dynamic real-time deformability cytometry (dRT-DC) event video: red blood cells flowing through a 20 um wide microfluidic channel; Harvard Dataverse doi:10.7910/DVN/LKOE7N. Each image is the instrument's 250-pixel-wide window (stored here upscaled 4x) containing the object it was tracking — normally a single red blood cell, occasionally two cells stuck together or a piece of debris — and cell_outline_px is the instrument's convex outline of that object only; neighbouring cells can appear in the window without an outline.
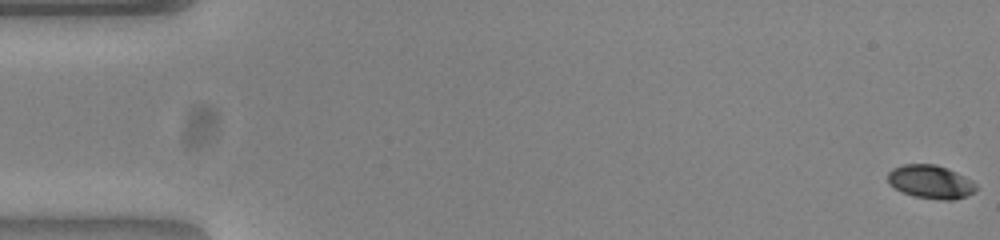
{"species": "common noctule bat (a hibernating species)", "species_latin": "Nyctalus noctula", "temperature_condition": "warm", "stored_images_in_passage": 54, "camera_frame_rate_fps": 3000, "um_per_image_px": 0.085, "animal": {"sex": "female", "body_mass_g": 23.0, "forearm_length_mm": 53.4}, "frame": {"image": 1, "passage_image": 1, "time_ms": 0.0, "image_size_px": [1000, 240], "cell_outline_px": [[976, 192], [956, 200], [940, 200], [912, 196], [888, 184], [888, 172], [892, 168], [904, 164], [936, 164], [956, 172], [972, 180], [976, 184]], "centroid_in_image_um": [79.11, 15.46], "position_along_channel_um": 5.9, "area_um2": 17.34}}
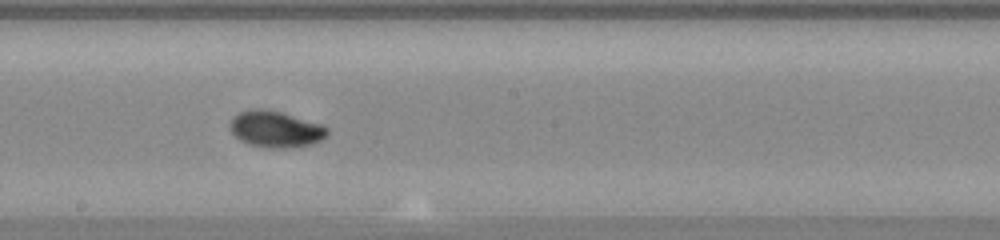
{"frame": {"image": 2, "passage_image": 30, "time_ms": 9.667, "image_size_px": [1000, 240], "cell_outline_px": [[328, 132], [320, 140], [312, 144], [280, 148], [268, 148], [248, 144], [240, 140], [228, 128], [232, 120], [240, 112], [252, 108], [260, 108], [280, 112], [320, 124], [328, 128]], "centroid_in_image_um": [23.39, 10.98], "position_along_channel_um": 224.8, "area_um2": 20.23}}
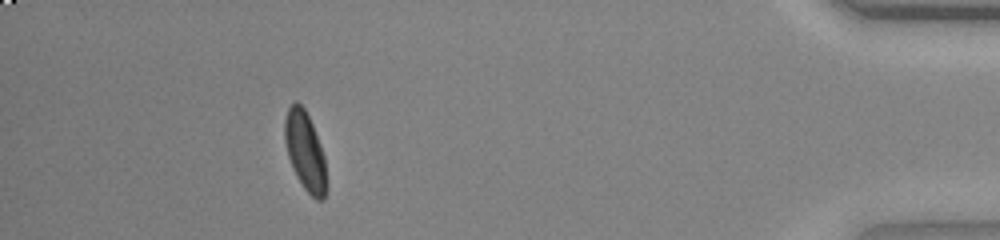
{"frame": {"image": 3, "passage_image": 49, "time_ms": 16.0, "image_size_px": [1000, 240], "cell_outline_px": [[328, 188], [324, 200], [316, 200], [304, 188], [296, 176], [292, 168], [288, 156], [284, 140], [284, 120], [288, 108], [296, 100], [304, 108], [312, 124], [320, 144], [324, 156], [328, 184]], "centroid_in_image_um": [25.95, 12.9], "position_along_channel_um": 409.3, "area_um2": 19.42}, "authors_computed_cell_mechanics": {"area_um2": 18.8717, "velocity_mm_per_s": 3.846, "shape_relaxation_time_tau1_ms": 3.0831, "shape_relaxation_time_tau2_ms": 3.4091, "deformation_change_tau1": 0.1469, "deformation_change_tau2": 0.0375}}